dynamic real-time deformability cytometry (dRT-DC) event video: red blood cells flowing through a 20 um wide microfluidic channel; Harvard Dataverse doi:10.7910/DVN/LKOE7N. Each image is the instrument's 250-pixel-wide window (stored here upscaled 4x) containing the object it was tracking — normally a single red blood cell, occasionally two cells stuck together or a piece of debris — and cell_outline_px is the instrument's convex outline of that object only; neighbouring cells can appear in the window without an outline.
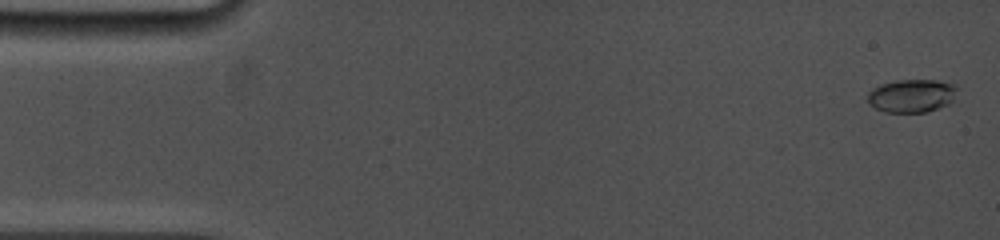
{"species": "common noctule bat (a hibernating species)", "species_latin": "Nyctalus noctula", "temperature_condition": "cold", "stored_images_in_passage": 42, "camera_frame_rate_fps": 5000, "um_per_image_px": 0.085, "animal": {"sex": "female", "body_mass_g": 19.0, "forearm_length_mm": 53.3}, "frame": {"image": 1, "passage_image": 1, "time_ms": 0.0, "image_size_px": [1000, 240], "cell_outline_px": [[956, 88], [952, 100], [948, 104], [928, 112], [884, 112], [868, 104], [868, 92], [872, 88], [880, 84], [896, 80], [936, 80], [956, 84]], "centroid_in_image_um": [77.46, 8.13], "position_along_channel_um": 7.5, "area_um2": 17.34}}
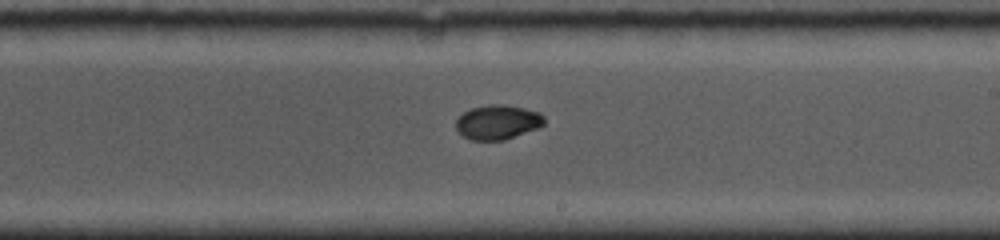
{"frame": {"image": 2, "passage_image": 26, "time_ms": 9.4, "image_size_px": [1000, 240], "cell_outline_px": [[544, 124], [540, 128], [504, 140], [472, 140], [464, 136], [456, 128], [456, 120], [464, 112], [472, 108], [492, 104], [504, 104], [524, 108], [540, 112], [544, 116]], "centroid_in_image_um": [42.34, 10.38], "position_along_channel_um": 246.7, "area_um2": 17.74}}
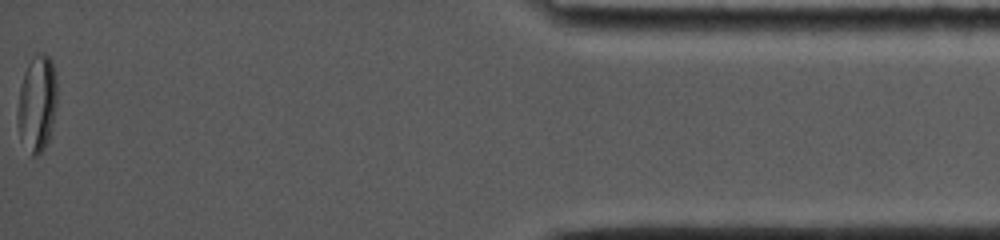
{"frame": {"image": 3, "passage_image": 42, "time_ms": 15.8, "image_size_px": [1000, 240], "cell_outline_px": [[56, 108], [48, 140], [44, 148], [36, 156], [32, 156], [20, 140], [16, 116], [16, 112], [20, 88], [24, 72], [28, 64], [40, 52], [44, 52], [52, 60], [56, 76]], "centroid_in_image_um": [3.13, 8.81], "position_along_channel_um": 432.1, "area_um2": 22.25}, "authors_computed_cell_mechanics": {"area_um2": 17.8891, "velocity_mm_per_s": 3.9249, "shape_relaxation_time_tau1_ms": null, "shape_relaxation_time_tau2_ms": 1.1898, "deformation_change_tau1": null, "deformation_change_tau2": 0.0217}}